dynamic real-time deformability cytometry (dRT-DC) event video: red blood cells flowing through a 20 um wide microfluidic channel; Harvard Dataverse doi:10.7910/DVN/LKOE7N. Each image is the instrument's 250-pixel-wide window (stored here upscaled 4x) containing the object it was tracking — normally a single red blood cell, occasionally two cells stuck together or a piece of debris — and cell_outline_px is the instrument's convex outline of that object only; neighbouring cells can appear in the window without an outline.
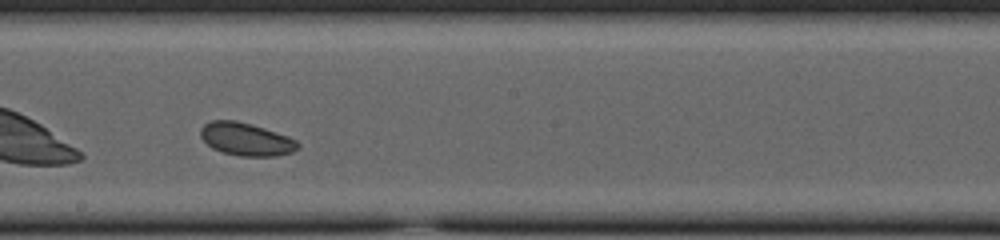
{"species": "common noctule bat (a hibernating species)", "species_latin": "Nyctalus noctula", "temperature_condition": "cold", "stored_images_in_passage": 33, "camera_frame_rate_fps": 3000, "um_per_image_px": 0.085, "animal": {"sex": "female", "body_mass_g": 23.0, "forearm_length_mm": 53.4}, "frame": {"image": 1, "passage_image": 15, "time_ms": 4.667, "image_size_px": [1000, 240], "cell_outline_px": [[300, 148], [292, 152], [276, 156], [240, 156], [224, 152], [212, 148], [200, 136], [200, 128], [204, 124], [212, 120], [236, 120], [252, 124], [288, 136], [296, 140], [300, 144]], "centroid_in_image_um": [20.93, 11.83], "position_along_channel_um": 227.3, "area_um2": 18.67}, "authors_computed_cell_mechanics": {"area_um2": 18.785, "velocity_mm_per_s": 3.6954, "shape_relaxation_time_tau1_ms": 3.2913, "shape_relaxation_time_tau2_ms": null, "deformation_change_tau1": 0.0764, "deformation_change_tau2": null}}